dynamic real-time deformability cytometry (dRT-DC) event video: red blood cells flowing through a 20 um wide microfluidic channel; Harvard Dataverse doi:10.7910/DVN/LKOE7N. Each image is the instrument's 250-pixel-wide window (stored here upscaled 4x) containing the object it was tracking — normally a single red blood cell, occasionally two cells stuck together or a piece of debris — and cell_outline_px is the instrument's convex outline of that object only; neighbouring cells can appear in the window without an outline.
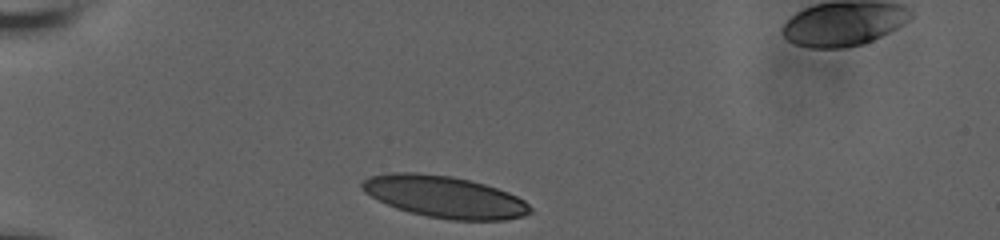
{"species": "human", "species_latin": "Homo sapiens", "temperature_condition": "room temperature", "stored_images_in_passage": 29, "camera_frame_rate_fps": 3000, "um_per_image_px": 0.085, "donor": {"sex": "male"}, "frame": {"image": 1, "passage_image": 1, "time_ms": 0.0, "image_size_px": [1000, 240], "cell_outline_px": [[532, 212], [524, 216], [504, 220], [452, 220], [428, 216], [408, 212], [396, 208], [364, 192], [360, 188], [360, 184], [368, 176], [388, 172], [416, 172], [452, 176], [472, 180], [508, 192], [524, 200], [532, 208]], "centroid_in_image_um": [37.78, 16.72], "position_along_channel_um": 47.2, "area_um2": 41.04}}
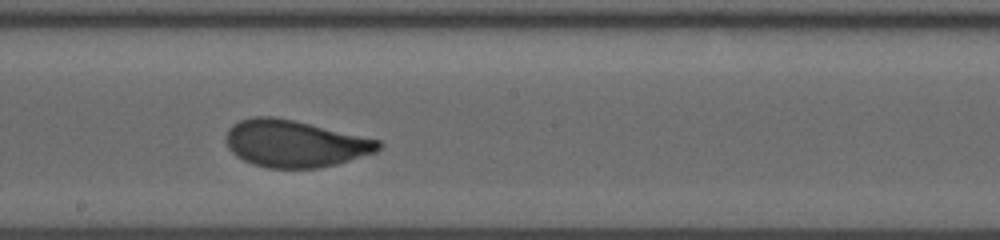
{"frame": {"image": 2, "passage_image": 18, "time_ms": 5.667, "image_size_px": [1000, 240], "cell_outline_px": [[384, 144], [376, 152], [336, 164], [320, 168], [268, 168], [252, 164], [236, 156], [228, 148], [224, 140], [224, 136], [228, 128], [232, 124], [240, 120], [252, 116], [272, 116], [292, 120], [380, 140]], "centroid_in_image_um": [25.01, 12.21], "position_along_channel_um": 223.2, "area_um2": 41.85}}
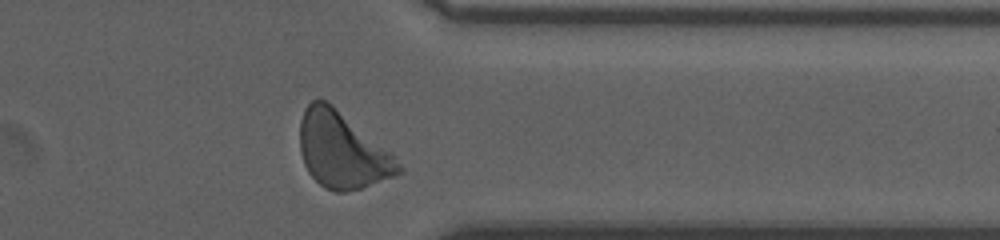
{"frame": {"image": 3, "passage_image": 29, "time_ms": 10.0, "image_size_px": [1000, 240], "cell_outline_px": [[404, 172], [360, 188], [344, 192], [336, 192], [324, 188], [308, 172], [304, 164], [300, 152], [300, 120], [304, 108], [312, 100], [324, 100], [332, 104], [392, 152], [404, 168]], "centroid_in_image_um": [29.09, 12.77], "position_along_channel_um": 382.3, "area_um2": 43.75}, "authors_computed_cell_mechanics": {"area_um2": 41.616, "velocity_mm_per_s": 3.7447, "shape_relaxation_time_tau1_ms": 3.4027, "shape_relaxation_time_tau2_ms": null, "deformation_change_tau1": 0.1435, "deformation_change_tau2": null}}